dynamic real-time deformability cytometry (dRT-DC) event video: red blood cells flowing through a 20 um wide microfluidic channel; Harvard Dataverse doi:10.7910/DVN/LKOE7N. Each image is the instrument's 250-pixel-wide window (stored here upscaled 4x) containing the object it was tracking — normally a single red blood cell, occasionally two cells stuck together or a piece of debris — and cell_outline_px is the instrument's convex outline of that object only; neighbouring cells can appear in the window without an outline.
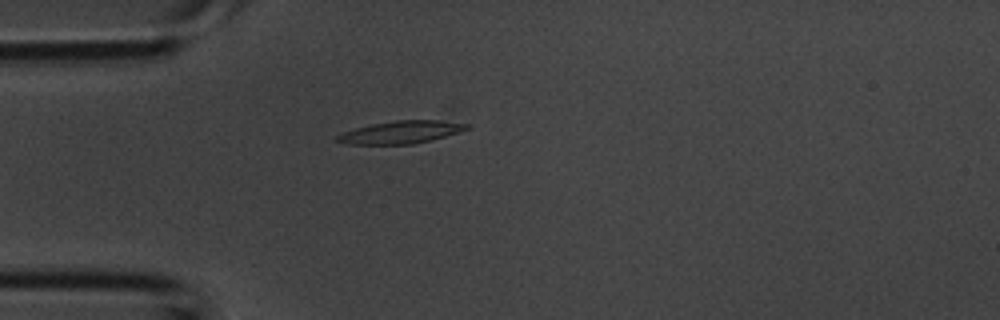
{"species": "common noctule bat (a hibernating species)", "species_latin": "Nyctalus noctula", "temperature_condition": "room temperature", "stored_images_in_passage": 1, "camera_frame_rate_fps": 3000, "um_per_image_px": 0.085, "animal": {"sex": "male", "body_mass_g": 20.1, "forearm_length_mm": 53.5}, "frame": {"image": 1, "passage_image": 1, "time_ms": 0.0, "image_size_px": [1000, 320], "cell_outline_px": [[472, 128], [432, 140], [412, 144], [348, 144], [336, 140], [336, 136], [344, 132], [356, 128], [372, 124], [396, 120], [436, 120], [468, 124]], "centroid_in_image_um": [34.11, 11.23], "position_along_channel_um": 50.9, "area_um2": 16.88}}